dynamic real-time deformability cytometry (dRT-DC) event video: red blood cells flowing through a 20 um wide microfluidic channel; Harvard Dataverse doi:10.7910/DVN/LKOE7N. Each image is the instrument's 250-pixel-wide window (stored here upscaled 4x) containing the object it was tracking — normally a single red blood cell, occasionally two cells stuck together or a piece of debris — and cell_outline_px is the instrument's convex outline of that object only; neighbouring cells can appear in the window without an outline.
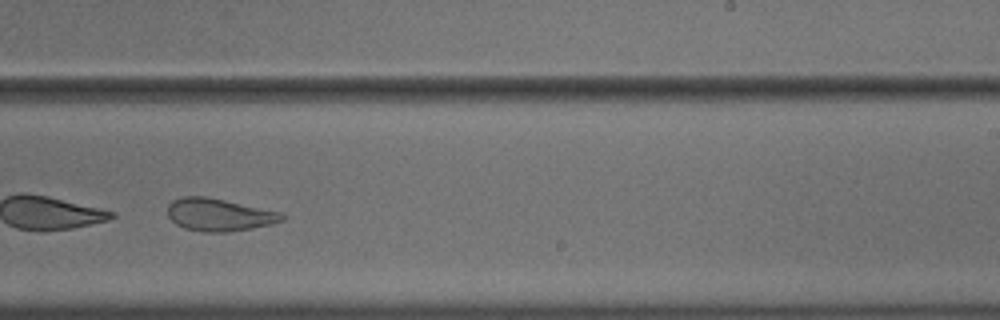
{"species": "common noctule bat (a hibernating species)", "species_latin": "Nyctalus noctula", "temperature_condition": "cold", "stored_images_in_passage": 29, "camera_frame_rate_fps": 3000, "um_per_image_px": 0.085, "animal": {"sex": "male", "body_mass_g": 18.8}, "frame": {"image": 1, "passage_image": 17, "time_ms": 5.333, "image_size_px": [1000, 320], "cell_outline_px": [[284, 220], [272, 224], [252, 228], [228, 232], [204, 232], [184, 228], [176, 224], [168, 216], [168, 204], [172, 200], [184, 196], [204, 196], [224, 200], [280, 212], [284, 216]], "centroid_in_image_um": [18.6, 18.26], "position_along_channel_um": 270.4, "area_um2": 21.56}}